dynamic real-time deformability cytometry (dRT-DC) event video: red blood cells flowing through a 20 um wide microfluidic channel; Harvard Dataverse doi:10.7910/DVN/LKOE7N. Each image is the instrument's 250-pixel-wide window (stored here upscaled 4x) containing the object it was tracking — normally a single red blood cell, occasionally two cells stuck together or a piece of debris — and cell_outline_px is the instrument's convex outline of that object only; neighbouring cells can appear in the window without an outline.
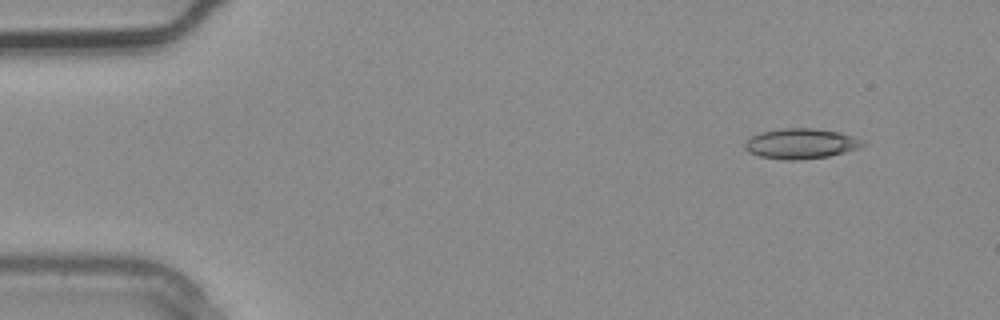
{"species": "common noctule bat (a hibernating species)", "species_latin": "Nyctalus noctula", "temperature_condition": "warm", "stored_images_in_passage": 3, "camera_frame_rate_fps": 3000, "um_per_image_px": 0.085, "animal": {"sex": "male", "body_mass_g": 20.4}, "frame": {"image": 1, "passage_image": 1, "time_ms": 0.0, "image_size_px": [1000, 320], "cell_outline_px": [[868, 144], [860, 148], [828, 156], [792, 160], [784, 160], [760, 156], [748, 152], [744, 148], [744, 144], [752, 136], [760, 132], [780, 128], [812, 128], [840, 132], [852, 136]], "centroid_in_image_um": [68.07, 12.2], "position_along_channel_um": 16.9, "area_um2": 20.69}}